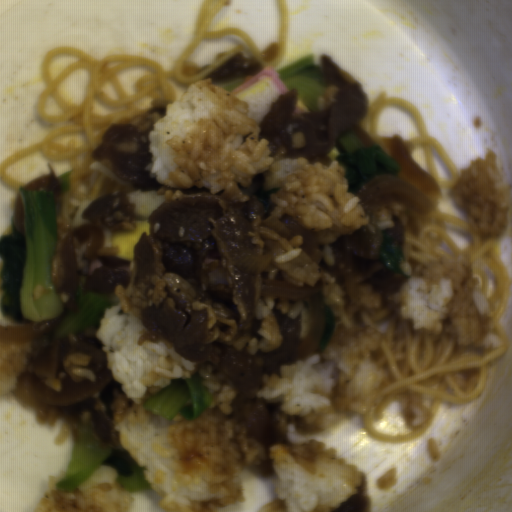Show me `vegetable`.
<instances>
[{
    "mask_svg": "<svg viewBox=\"0 0 512 512\" xmlns=\"http://www.w3.org/2000/svg\"><path fill=\"white\" fill-rule=\"evenodd\" d=\"M92 427L91 420L79 426V441L73 442L65 472L59 481L53 484L65 493L75 491L97 471L101 464H104L116 470L117 476L114 481L127 492L153 490L144 475V470L148 469L140 467L124 447H122L123 450L100 448L91 432Z\"/></svg>",
    "mask_w": 512,
    "mask_h": 512,
    "instance_id": "vegetable-2",
    "label": "vegetable"
},
{
    "mask_svg": "<svg viewBox=\"0 0 512 512\" xmlns=\"http://www.w3.org/2000/svg\"><path fill=\"white\" fill-rule=\"evenodd\" d=\"M337 142L339 152L335 154L336 161L346 168L344 178L349 180L346 192L358 195L367 183L383 175L399 178V162L383 151L378 143L365 148L353 127L338 136Z\"/></svg>",
    "mask_w": 512,
    "mask_h": 512,
    "instance_id": "vegetable-3",
    "label": "vegetable"
},
{
    "mask_svg": "<svg viewBox=\"0 0 512 512\" xmlns=\"http://www.w3.org/2000/svg\"><path fill=\"white\" fill-rule=\"evenodd\" d=\"M204 381L198 371L191 378L170 379L167 387L146 398L141 406L169 422L179 412L184 419H198L213 400Z\"/></svg>",
    "mask_w": 512,
    "mask_h": 512,
    "instance_id": "vegetable-4",
    "label": "vegetable"
},
{
    "mask_svg": "<svg viewBox=\"0 0 512 512\" xmlns=\"http://www.w3.org/2000/svg\"><path fill=\"white\" fill-rule=\"evenodd\" d=\"M382 242L378 251L381 263L391 272L411 277L402 271L399 263L404 262V247L388 232H381Z\"/></svg>",
    "mask_w": 512,
    "mask_h": 512,
    "instance_id": "vegetable-6",
    "label": "vegetable"
},
{
    "mask_svg": "<svg viewBox=\"0 0 512 512\" xmlns=\"http://www.w3.org/2000/svg\"><path fill=\"white\" fill-rule=\"evenodd\" d=\"M324 311H325V326H324L323 333L321 336L318 351L315 352L320 355L326 351V349L329 345V342L332 338L336 324H337L334 311L329 306H327L325 304H324Z\"/></svg>",
    "mask_w": 512,
    "mask_h": 512,
    "instance_id": "vegetable-7",
    "label": "vegetable"
},
{
    "mask_svg": "<svg viewBox=\"0 0 512 512\" xmlns=\"http://www.w3.org/2000/svg\"><path fill=\"white\" fill-rule=\"evenodd\" d=\"M72 170H68L61 175H56L60 182V192H68L71 190L70 174Z\"/></svg>",
    "mask_w": 512,
    "mask_h": 512,
    "instance_id": "vegetable-8",
    "label": "vegetable"
},
{
    "mask_svg": "<svg viewBox=\"0 0 512 512\" xmlns=\"http://www.w3.org/2000/svg\"><path fill=\"white\" fill-rule=\"evenodd\" d=\"M84 288L82 285L77 287L74 297L78 306L56 327L54 332L58 339L99 325L104 309L117 306L118 301L111 295L84 291Z\"/></svg>",
    "mask_w": 512,
    "mask_h": 512,
    "instance_id": "vegetable-5",
    "label": "vegetable"
},
{
    "mask_svg": "<svg viewBox=\"0 0 512 512\" xmlns=\"http://www.w3.org/2000/svg\"><path fill=\"white\" fill-rule=\"evenodd\" d=\"M19 193L26 230L11 219L10 234H0V314L23 326L58 318L64 307L51 273L58 196L21 185Z\"/></svg>",
    "mask_w": 512,
    "mask_h": 512,
    "instance_id": "vegetable-1",
    "label": "vegetable"
}]
</instances>
